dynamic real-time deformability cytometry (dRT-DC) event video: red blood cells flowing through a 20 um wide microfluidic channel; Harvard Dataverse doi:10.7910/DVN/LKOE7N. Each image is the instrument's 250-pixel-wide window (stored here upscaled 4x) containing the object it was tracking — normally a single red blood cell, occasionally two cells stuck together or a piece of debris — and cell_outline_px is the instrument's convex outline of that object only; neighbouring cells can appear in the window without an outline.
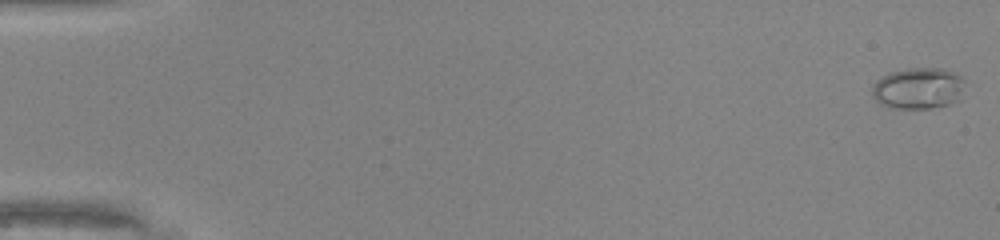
{"species": "common noctule bat (a hibernating species)", "species_latin": "Nyctalus noctula", "temperature_condition": "warm", "stored_images_in_passage": 49, "camera_frame_rate_fps": 3000, "um_per_image_px": 0.085, "animal": {"sex": "male", "body_mass_g": 20.0, "forearm_length_mm": 53.3}, "frame": {"image": 1, "passage_image": 1, "time_ms": 0.0, "image_size_px": [1000, 240], "cell_outline_px": [[964, 80], [960, 100], [952, 104], [932, 108], [888, 108], [880, 104], [872, 96], [872, 84], [876, 80], [888, 72], [908, 68], [944, 68], [960, 76]], "centroid_in_image_um": [78.03, 7.51], "position_along_channel_um": 7.0, "area_um2": 22.72}}
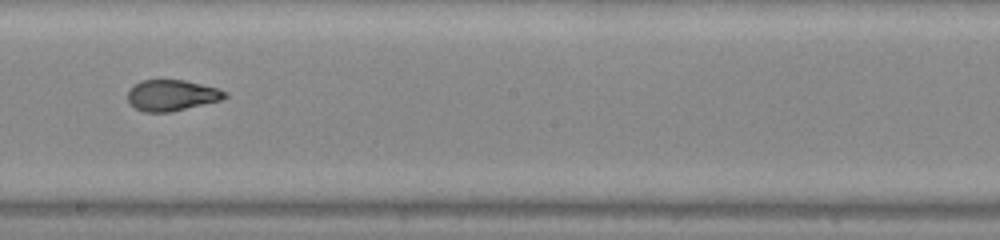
{"frame": {"image": 2, "passage_image": 29, "time_ms": 9.333, "image_size_px": [1000, 240], "cell_outline_px": [[228, 96], [220, 100], [168, 112], [144, 112], [136, 108], [128, 100], [128, 92], [140, 80], [184, 80], [216, 88], [228, 92]], "centroid_in_image_um": [14.6, 8.09], "position_along_channel_um": 233.6, "area_um2": 17.17}}
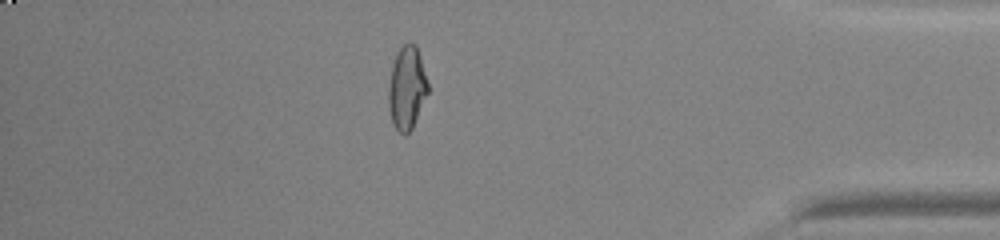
{"frame": {"image": 3, "passage_image": 43, "time_ms": 14.0, "image_size_px": [1000, 240], "cell_outline_px": [[428, 92], [412, 128], [404, 136], [392, 124], [388, 108], [388, 88], [392, 64], [396, 52], [404, 44], [416, 44], [428, 80]], "centroid_in_image_um": [34.57, 7.47], "position_along_channel_um": 400.6, "area_um2": 19.13}, "authors_computed_cell_mechanics": {"area_um2": 19.074, "velocity_mm_per_s": 4.3024, "shape_relaxation_time_tau1_ms": null, "shape_relaxation_time_tau2_ms": 0.9003, "deformation_change_tau1": null, "deformation_change_tau2": 0.0592}}